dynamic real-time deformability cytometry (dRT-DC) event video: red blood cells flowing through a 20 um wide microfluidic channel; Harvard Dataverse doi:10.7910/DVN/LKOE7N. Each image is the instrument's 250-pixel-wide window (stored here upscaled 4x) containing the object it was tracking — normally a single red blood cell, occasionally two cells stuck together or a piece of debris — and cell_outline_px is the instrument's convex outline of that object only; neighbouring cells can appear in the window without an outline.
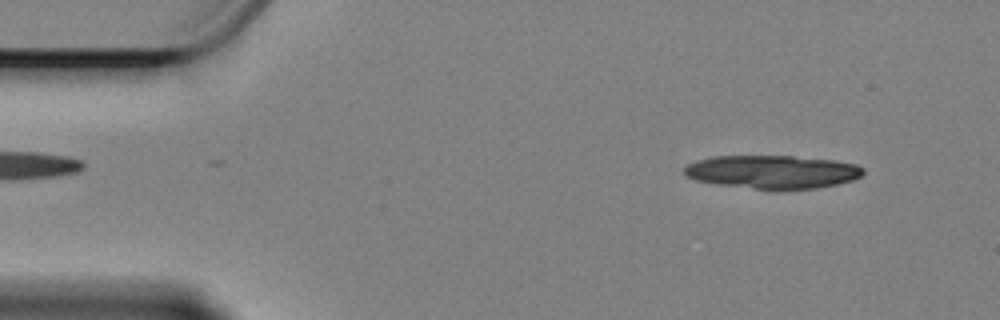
{"species": "Egyptian fruit bat (a non-hibernating species)", "species_latin": "Rousettus aegyptiacus", "temperature_condition": "cold", "stored_images_in_passage": 41, "camera_frame_rate_fps": 3000, "um_per_image_px": 0.085, "animal": {"sex": "female"}, "frame": {"image": 1, "passage_image": 4, "time_ms": 1.0, "image_size_px": [1000, 320], "cell_outline_px": [[864, 172], [860, 176], [852, 180], [836, 184], [816, 188], [780, 192], [776, 192], [716, 184], [696, 180], [688, 176], [684, 172], [684, 168], [688, 164], [696, 160], [716, 156], [792, 156], [832, 160], [856, 164], [864, 168]], "centroid_in_image_um": [65.66, 14.64], "position_along_channel_um": 19.3, "area_um2": 35.32}}
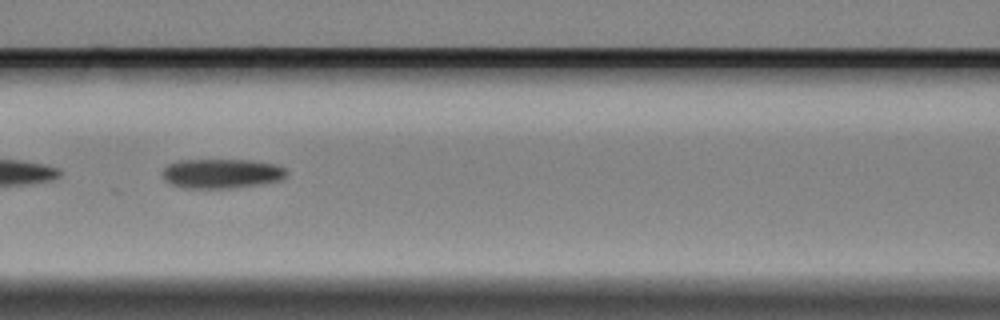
{"frame": {"image": 2, "passage_image": 23, "time_ms": 7.333, "image_size_px": [1000, 320], "cell_outline_px": [[288, 172], [280, 180], [260, 184], [228, 188], [184, 188], [172, 184], [164, 180], [160, 172], [168, 164], [176, 160], [248, 160], [276, 164], [284, 168]], "centroid_in_image_um": [18.78, 14.74], "position_along_channel_um": 147.8, "area_um2": 21.39}}
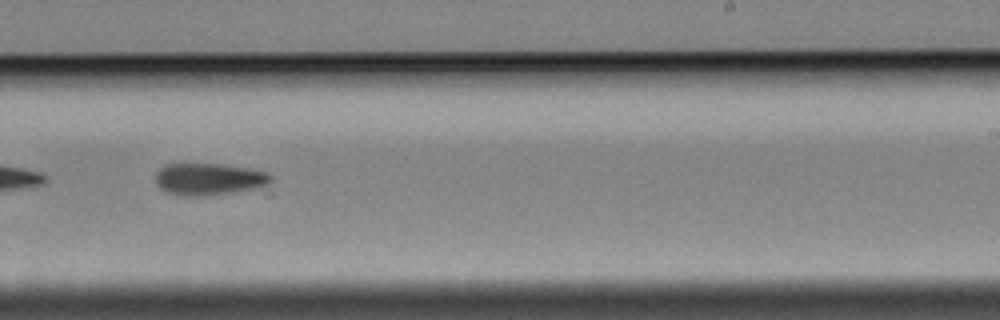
{"frame": {"image": 3, "passage_image": 34, "time_ms": 11.0, "image_size_px": [1000, 320], "cell_outline_px": [[272, 196], [180, 196], [168, 192], [160, 188], [156, 184], [156, 172], [164, 164], [220, 164], [248, 168], [268, 172], [272, 176]], "centroid_in_image_um": [18.15, 15.35], "position_along_channel_um": 270.9, "area_um2": 24.22}}